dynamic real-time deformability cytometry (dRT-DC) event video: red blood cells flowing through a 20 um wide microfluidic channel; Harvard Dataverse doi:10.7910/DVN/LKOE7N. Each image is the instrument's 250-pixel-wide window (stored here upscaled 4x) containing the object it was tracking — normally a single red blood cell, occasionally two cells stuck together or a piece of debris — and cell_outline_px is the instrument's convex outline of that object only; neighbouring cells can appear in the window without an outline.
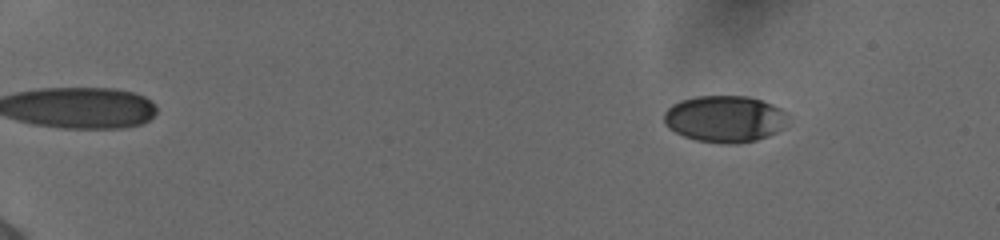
{"species": "human", "species_latin": "Homo sapiens", "temperature_condition": "cold", "stored_images_in_passage": 55, "camera_frame_rate_fps": 3000, "um_per_image_px": 0.085, "donor": {"sex": "female"}, "frame": {"image": 1, "passage_image": 8, "time_ms": 2.333, "image_size_px": [1000, 240], "cell_outline_px": [[788, 116], [784, 128], [768, 136], [756, 140], [736, 144], [720, 144], [696, 140], [684, 136], [668, 128], [664, 124], [664, 112], [672, 104], [680, 100], [696, 96], [748, 96], [772, 104], [780, 108]], "centroid_in_image_um": [61.59, 10.11], "position_along_channel_um": 23.4, "area_um2": 33.93}}
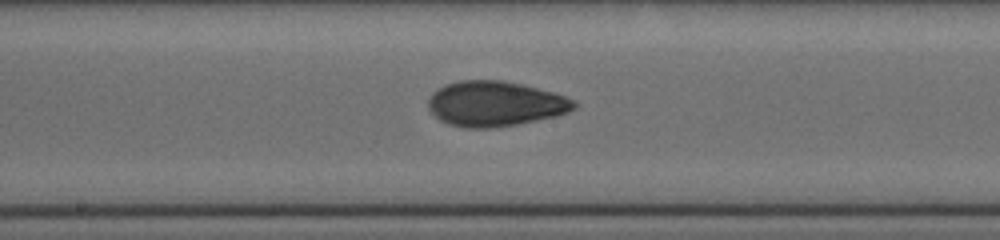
{"frame": {"image": 2, "passage_image": 33, "time_ms": 10.667, "image_size_px": [1000, 240], "cell_outline_px": [[576, 108], [568, 112], [556, 116], [516, 124], [492, 128], [464, 128], [448, 124], [440, 120], [428, 108], [428, 100], [432, 92], [448, 84], [460, 80], [500, 80], [520, 84], [552, 92], [564, 96], [572, 100], [576, 104]], "centroid_in_image_um": [42.06, 8.83], "position_along_channel_um": 206.1, "area_um2": 38.03}}
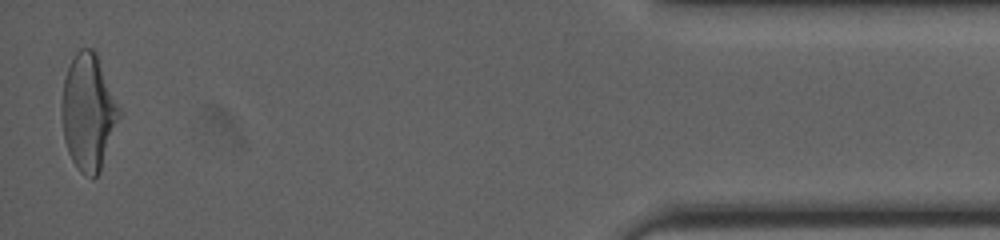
{"frame": {"image": 3, "passage_image": 55, "time_ms": 18.0, "image_size_px": [1000, 240], "cell_outline_px": [[120, 116], [100, 172], [92, 180], [84, 176], [76, 168], [68, 152], [64, 140], [60, 108], [60, 104], [64, 80], [68, 68], [76, 52], [80, 48], [92, 48], [96, 52], [120, 108]], "centroid_in_image_um": [7.49, 9.57], "position_along_channel_um": 427.7, "area_um2": 39.07}, "authors_computed_cell_mechanics": {"area_um2": 36.414, "velocity_mm_per_s": 3.8862, "shape_relaxation_time_tau1_ms": 5.3627, "shape_relaxation_time_tau2_ms": 1.8773, "deformation_change_tau1": 0.1755, "deformation_change_tau2": 0.0693}}